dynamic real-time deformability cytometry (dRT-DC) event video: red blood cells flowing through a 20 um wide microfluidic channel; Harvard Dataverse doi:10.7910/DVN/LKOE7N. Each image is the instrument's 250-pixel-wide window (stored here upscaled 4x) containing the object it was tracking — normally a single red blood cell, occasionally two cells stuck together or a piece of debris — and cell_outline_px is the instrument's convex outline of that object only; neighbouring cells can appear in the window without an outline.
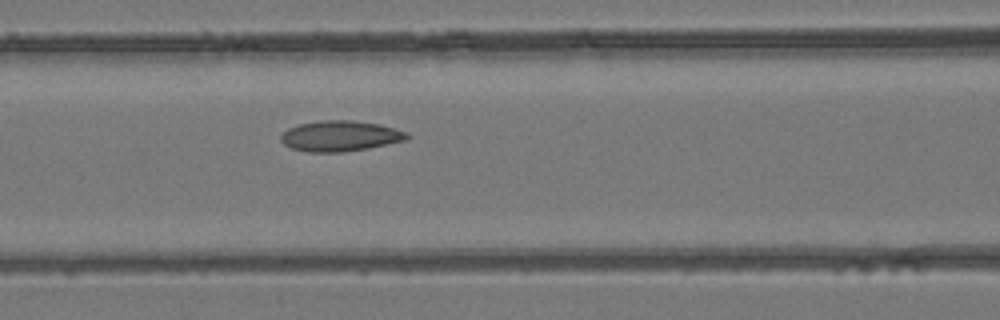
{"species": "common noctule bat (a hibernating species)", "species_latin": "Nyctalus noctula", "temperature_condition": "room temperature", "stored_images_in_passage": 5, "camera_frame_rate_fps": 3000, "um_per_image_px": 0.085, "animal": {"sex": "female", "body_mass_g": 24.6, "forearm_length_mm": 56.2}, "frame": {"image": 1, "passage_image": 5, "time_ms": 5.667, "image_size_px": [1000, 320], "cell_outline_px": [[408, 140], [368, 148], [340, 152], [308, 152], [292, 148], [284, 144], [280, 140], [280, 136], [288, 128], [300, 124], [320, 120], [352, 120], [376, 124], [408, 132]], "centroid_in_image_um": [28.9, 11.56], "position_along_channel_um": 137.7, "area_um2": 22.31}}